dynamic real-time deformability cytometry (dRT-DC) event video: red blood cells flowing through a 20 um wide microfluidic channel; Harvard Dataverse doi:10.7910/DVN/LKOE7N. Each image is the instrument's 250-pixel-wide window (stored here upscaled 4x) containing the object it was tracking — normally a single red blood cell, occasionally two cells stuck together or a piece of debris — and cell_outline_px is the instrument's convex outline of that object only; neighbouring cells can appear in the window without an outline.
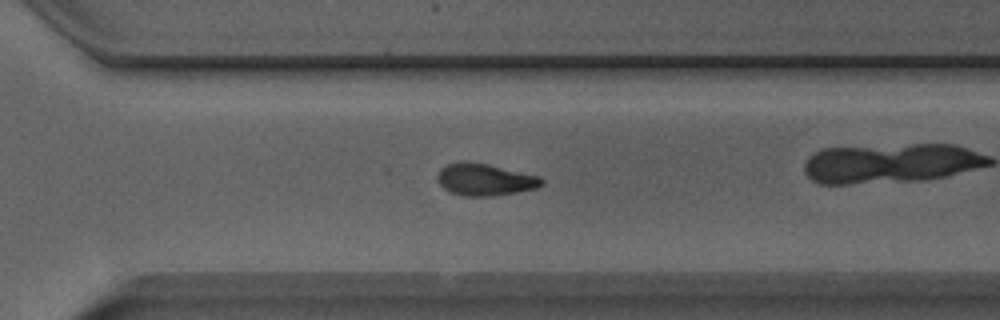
{"species": "Egyptian fruit bat (a non-hibernating species)", "species_latin": "Rousettus aegyptiacus", "temperature_condition": "room temperature", "stored_images_in_passage": 40, "camera_frame_rate_fps": 3000, "um_per_image_px": 0.085, "animal": {"sex": "male"}, "frame": {"image": 1, "passage_image": 23, "time_ms": 7.333, "image_size_px": [1000, 320], "cell_outline_px": [[544, 184], [536, 188], [516, 192], [492, 196], [460, 196], [448, 192], [436, 180], [436, 176], [440, 168], [448, 164], [488, 164], [540, 176], [544, 180]], "centroid_in_image_um": [41.23, 15.3], "position_along_channel_um": 329.4, "area_um2": 19.13}, "authors_computed_cell_mechanics": {"area_um2": 18.8717, "velocity_mm_per_s": 3.9836, "shape_relaxation_time_tau1_ms": 3.9762, "shape_relaxation_time_tau2_ms": 4.0543, "deformation_change_tau1": 0.1434, "deformation_change_tau2": 0.1098}}